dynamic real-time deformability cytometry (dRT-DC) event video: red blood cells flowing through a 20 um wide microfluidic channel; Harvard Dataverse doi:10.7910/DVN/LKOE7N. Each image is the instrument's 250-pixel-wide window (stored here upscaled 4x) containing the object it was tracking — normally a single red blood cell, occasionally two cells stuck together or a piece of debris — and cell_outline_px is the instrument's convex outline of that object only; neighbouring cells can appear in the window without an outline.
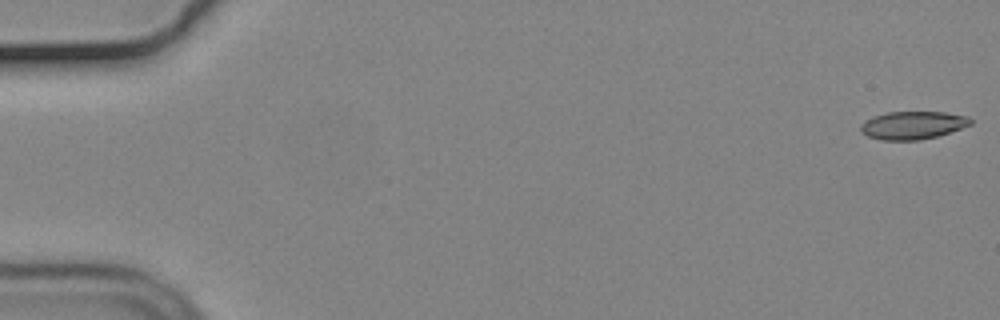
{"species": "common noctule bat (a hibernating species)", "species_latin": "Nyctalus noctula", "temperature_condition": "cold", "stored_images_in_passage": 55, "camera_frame_rate_fps": 3000, "um_per_image_px": 0.085, "animal": {"sex": "male", "body_mass_g": 19.2, "forearm_length_mm": 51.8}, "frame": {"image": 1, "passage_image": 1, "time_ms": 0.0, "image_size_px": [1000, 320], "cell_outline_px": [[972, 124], [936, 136], [920, 140], [880, 140], [868, 136], [860, 132], [860, 124], [864, 120], [872, 116], [888, 112], [944, 112], [968, 116], [972, 120]], "centroid_in_image_um": [77.53, 10.64], "position_along_channel_um": 7.5, "area_um2": 17.92}}
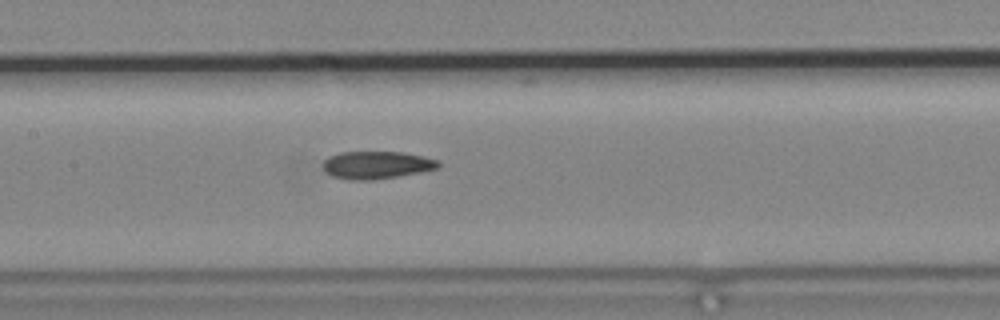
{"frame": {"image": 2, "passage_image": 27, "time_ms": 8.667, "image_size_px": [1000, 320], "cell_outline_px": [[440, 168], [420, 172], [372, 180], [348, 180], [332, 176], [324, 172], [324, 160], [328, 156], [340, 152], [404, 152], [424, 156], [440, 160]], "centroid_in_image_um": [32.02, 14.02], "position_along_channel_um": 175.4, "area_um2": 18.73}}
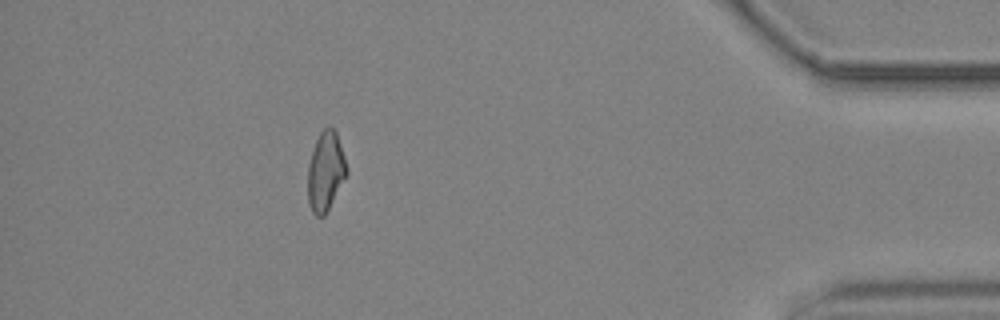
{"frame": {"image": 3, "passage_image": 50, "time_ms": 16.333, "image_size_px": [1000, 320], "cell_outline_px": [[348, 172], [324, 216], [316, 216], [312, 212], [308, 204], [308, 164], [316, 140], [320, 132], [324, 128], [332, 128], [336, 132], [344, 156]], "centroid_in_image_um": [27.66, 14.58], "position_along_channel_um": 407.5, "area_um2": 17.63}}